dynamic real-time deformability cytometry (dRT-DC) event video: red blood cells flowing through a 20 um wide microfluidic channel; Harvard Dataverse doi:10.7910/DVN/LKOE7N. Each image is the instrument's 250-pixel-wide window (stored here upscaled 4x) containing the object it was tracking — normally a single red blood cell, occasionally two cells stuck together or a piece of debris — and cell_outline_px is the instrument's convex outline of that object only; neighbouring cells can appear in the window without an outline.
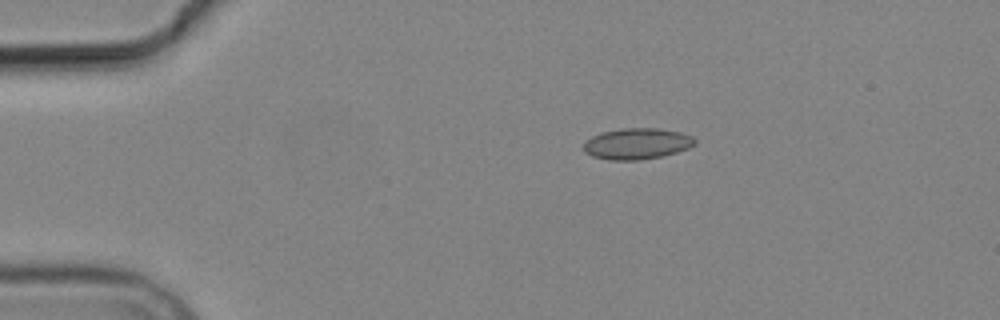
{"species": "common noctule bat (a hibernating species)", "species_latin": "Nyctalus noctula", "temperature_condition": "cold", "stored_images_in_passage": 7, "camera_frame_rate_fps": 3000, "um_per_image_px": 0.085, "animal": {"sex": "male", "body_mass_g": 19.2, "forearm_length_mm": 51.8}, "frame": {"image": 1, "passage_image": 2, "time_ms": 2.0, "image_size_px": [1000, 320], "cell_outline_px": [[696, 144], [688, 148], [676, 152], [660, 156], [640, 160], [608, 160], [592, 156], [584, 152], [584, 140], [600, 132], [620, 128], [656, 128], [680, 132], [692, 136], [696, 140]], "centroid_in_image_um": [54.1, 12.21], "position_along_channel_um": 30.9, "area_um2": 20.29}}